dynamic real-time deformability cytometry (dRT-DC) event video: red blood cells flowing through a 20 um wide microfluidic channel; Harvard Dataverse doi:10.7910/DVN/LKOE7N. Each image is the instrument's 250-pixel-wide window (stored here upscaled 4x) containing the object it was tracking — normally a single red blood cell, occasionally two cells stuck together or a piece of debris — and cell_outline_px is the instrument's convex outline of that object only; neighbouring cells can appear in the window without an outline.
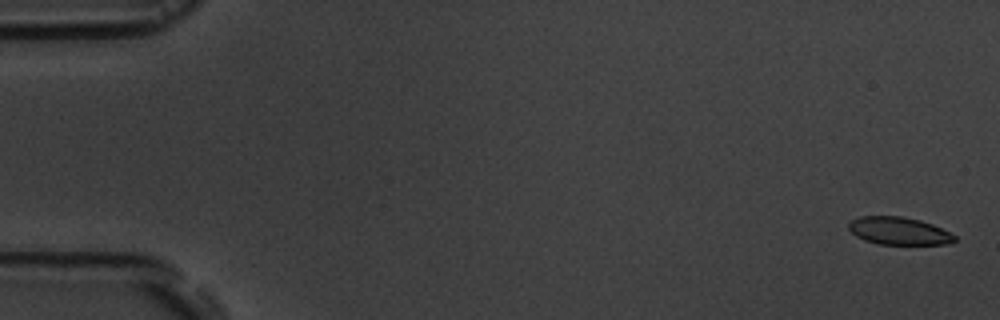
{"species": "common noctule bat (a hibernating species)", "species_latin": "Nyctalus noctula", "temperature_condition": "room temperature", "stored_images_in_passage": 5, "camera_frame_rate_fps": 3000, "um_per_image_px": 0.085, "animal": {"sex": "male", "body_mass_g": 19.5, "forearm_length_mm": 54.6}, "frame": {"image": 1, "passage_image": 1, "time_ms": 0.0, "image_size_px": [1000, 320], "cell_outline_px": [[956, 240], [944, 244], [880, 244], [864, 240], [856, 236], [848, 228], [848, 224], [852, 220], [860, 216], [900, 216], [920, 220], [932, 224], [956, 236]], "centroid_in_image_um": [76.37, 19.62], "position_along_channel_um": 8.6, "area_um2": 16.88}}
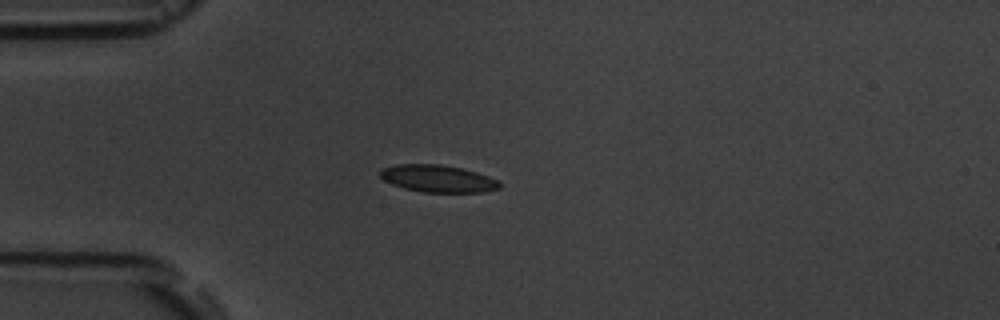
{"frame": {"image": 2, "passage_image": 5, "time_ms": 4.667, "image_size_px": [1000, 320], "cell_outline_px": [[500, 188], [484, 192], [424, 192], [404, 188], [392, 184], [384, 180], [380, 176], [380, 172], [384, 168], [396, 164], [440, 164], [460, 168], [476, 172], [488, 176], [496, 180], [500, 184]], "centroid_in_image_um": [37.21, 15.18], "position_along_channel_um": 47.8, "area_um2": 18.73}}